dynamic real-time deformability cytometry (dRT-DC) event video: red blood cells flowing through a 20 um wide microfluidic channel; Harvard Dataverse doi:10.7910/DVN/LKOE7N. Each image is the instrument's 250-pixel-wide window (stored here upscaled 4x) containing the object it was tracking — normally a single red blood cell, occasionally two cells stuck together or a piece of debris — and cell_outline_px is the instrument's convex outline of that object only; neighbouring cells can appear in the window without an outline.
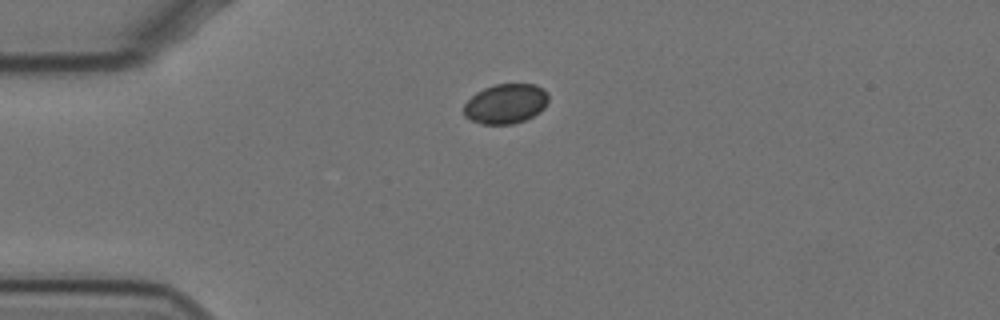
{"species": "Egyptian fruit bat (a non-hibernating species)", "species_latin": "Rousettus aegyptiacus", "temperature_condition": "cold", "stored_images_in_passage": 19, "camera_frame_rate_fps": 3000, "um_per_image_px": 0.085, "animal": {"sex": "female"}, "frame": {"image": 1, "passage_image": 1, "time_ms": 0.0, "image_size_px": [1000, 320], "cell_outline_px": [[548, 100], [544, 108], [540, 112], [524, 120], [512, 124], [480, 124], [464, 116], [464, 104], [476, 92], [484, 88], [496, 84], [536, 84], [544, 88], [548, 92]], "centroid_in_image_um": [43.0, 8.81], "position_along_channel_um": 42.0, "area_um2": 19.71}}
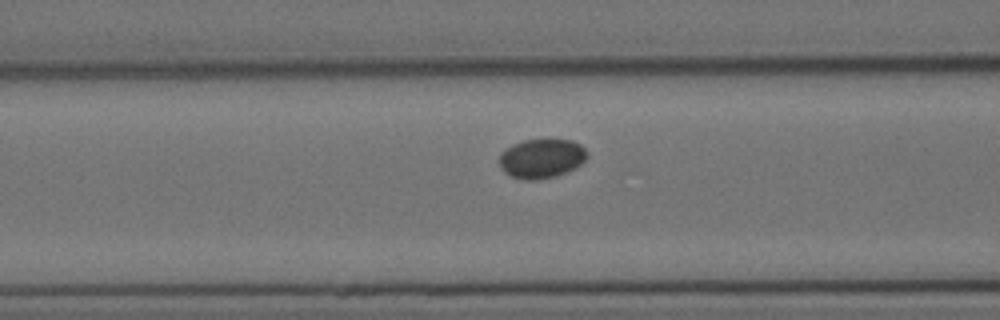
{"frame": {"image": 2, "passage_image": 10, "time_ms": 3.0, "image_size_px": [1000, 320], "cell_outline_px": [[588, 156], [580, 164], [556, 176], [536, 180], [524, 180], [512, 176], [504, 172], [500, 168], [500, 156], [504, 148], [524, 140], [572, 140], [580, 144], [588, 152]], "centroid_in_image_um": [46.01, 13.47], "position_along_channel_um": 120.6, "area_um2": 19.94}}
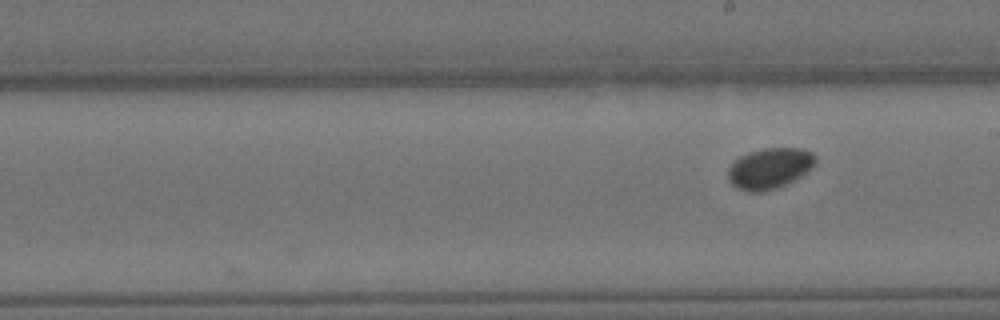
{"frame": {"image": 3, "passage_image": 19, "time_ms": 6.0, "image_size_px": [1000, 320], "cell_outline_px": [[816, 164], [812, 168], [800, 176], [776, 188], [760, 192], [748, 192], [736, 188], [728, 180], [728, 168], [740, 156], [748, 152], [764, 148], [800, 148], [812, 152], [816, 156]], "centroid_in_image_um": [65.41, 14.3], "position_along_channel_um": 223.6, "area_um2": 20.75}}